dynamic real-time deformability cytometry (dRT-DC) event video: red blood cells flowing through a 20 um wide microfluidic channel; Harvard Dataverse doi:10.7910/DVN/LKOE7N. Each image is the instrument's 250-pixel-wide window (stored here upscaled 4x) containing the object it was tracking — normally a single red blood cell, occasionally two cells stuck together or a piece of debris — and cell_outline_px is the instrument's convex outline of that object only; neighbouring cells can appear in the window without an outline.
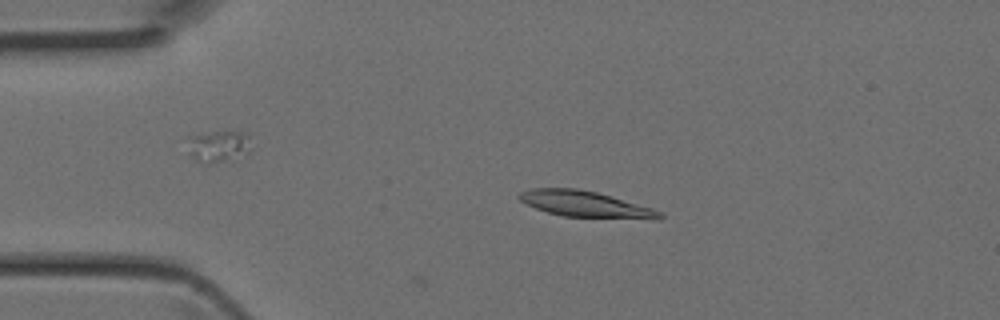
{"species": "Egyptian fruit bat (a non-hibernating species)", "species_latin": "Rousettus aegyptiacus", "temperature_condition": "room temperature", "stored_images_in_passage": 4, "camera_frame_rate_fps": 3000, "um_per_image_px": 0.085, "animal": {"sex": "female"}, "frame": {"image": 1, "passage_image": 4, "time_ms": 1.0, "image_size_px": [1000, 320], "cell_outline_px": [[664, 216], [660, 220], [564, 216], [548, 212], [536, 208], [520, 200], [516, 196], [520, 192], [532, 188], [576, 188], [596, 192], [652, 208], [664, 212]], "centroid_in_image_um": [49.81, 17.36], "position_along_channel_um": 35.2, "area_um2": 21.33}}